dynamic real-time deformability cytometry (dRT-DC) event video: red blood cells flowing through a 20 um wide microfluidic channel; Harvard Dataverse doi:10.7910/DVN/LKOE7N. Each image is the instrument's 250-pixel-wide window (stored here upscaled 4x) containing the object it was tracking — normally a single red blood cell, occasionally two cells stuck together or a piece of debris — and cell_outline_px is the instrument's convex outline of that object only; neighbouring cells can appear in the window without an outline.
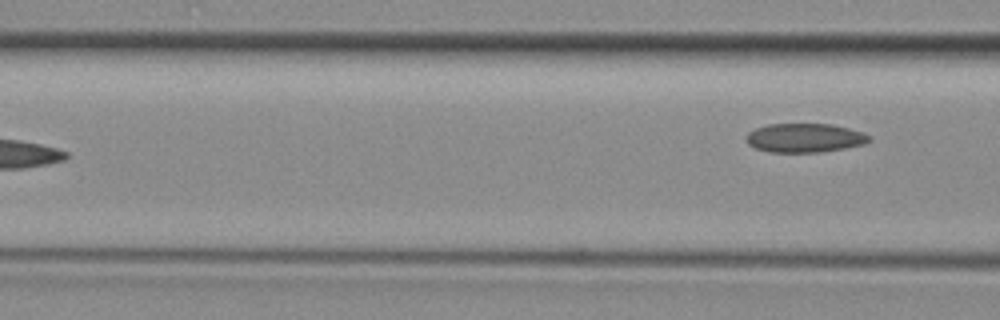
{"species": "common noctule bat (a hibernating species)", "species_latin": "Nyctalus noctula", "temperature_condition": "room temperature", "stored_images_in_passage": 5, "camera_frame_rate_fps": 3000, "um_per_image_px": 0.085, "animal": {"sex": "female", "body_mass_g": 29.2, "forearm_length_mm": 56.3}, "frame": {"image": 1, "passage_image": 5, "time_ms": 1.333, "image_size_px": [1000, 320], "cell_outline_px": [[872, 140], [864, 144], [844, 148], [816, 152], [768, 152], [756, 148], [748, 144], [748, 132], [756, 128], [768, 124], [832, 124], [848, 128], [860, 132], [868, 136]], "centroid_in_image_um": [68.39, 11.72], "position_along_channel_um": 98.2, "area_um2": 20.46}}